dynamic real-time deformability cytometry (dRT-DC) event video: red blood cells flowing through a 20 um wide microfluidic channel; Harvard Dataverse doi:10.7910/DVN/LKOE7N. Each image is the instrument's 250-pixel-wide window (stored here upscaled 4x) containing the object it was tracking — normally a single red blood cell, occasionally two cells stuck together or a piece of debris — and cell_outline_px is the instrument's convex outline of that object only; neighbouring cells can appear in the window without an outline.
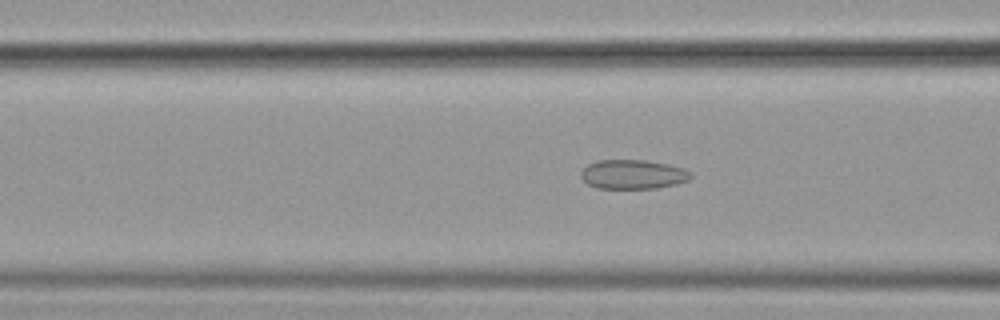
{"species": "common noctule bat (a hibernating species)", "species_latin": "Nyctalus noctula", "temperature_condition": "cold", "stored_images_in_passage": 57, "camera_frame_rate_fps": 3000, "um_per_image_px": 0.085, "animal": {"sex": "female", "body_mass_g": 19.9}, "frame": {"image": 1, "passage_image": 23, "time_ms": 7.333, "image_size_px": [1000, 320], "cell_outline_px": [[692, 176], [688, 180], [676, 184], [656, 188], [596, 188], [588, 184], [580, 176], [580, 172], [588, 164], [596, 160], [644, 160], [668, 164], [684, 168]], "centroid_in_image_um": [53.77, 14.81], "position_along_channel_um": 112.8, "area_um2": 18.67}}
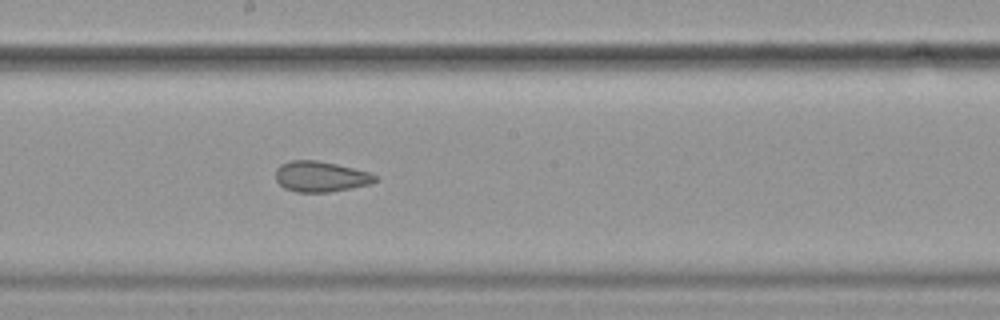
{"frame": {"image": 2, "passage_image": 32, "time_ms": 10.333, "image_size_px": [1000, 320], "cell_outline_px": [[380, 180], [372, 184], [328, 192], [296, 192], [284, 188], [276, 180], [276, 168], [280, 164], [288, 160], [316, 160], [336, 164], [368, 172], [380, 176]], "centroid_in_image_um": [27.27, 15.0], "position_along_channel_um": 220.9, "area_um2": 17.92}}
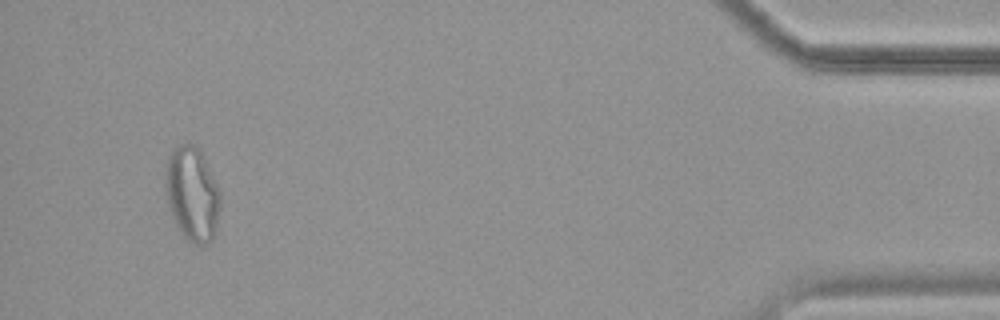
{"frame": {"image": 3, "passage_image": 54, "time_ms": 17.667, "image_size_px": [1000, 320], "cell_outline_px": [[220, 208], [216, 228], [212, 240], [208, 244], [196, 244], [188, 240], [184, 236], [176, 224], [168, 200], [168, 156], [180, 144], [192, 144], [200, 148], [220, 192]], "centroid_in_image_um": [16.4, 16.5], "position_along_channel_um": 418.8, "area_um2": 29.13}, "authors_computed_cell_mechanics": {"area_um2": 22.0218, "velocity_mm_per_s": 3.6015, "shape_relaxation_time_tau1_ms": null, "shape_relaxation_time_tau2_ms": 1.8482, "deformation_change_tau1": null, "deformation_change_tau2": 0.0915}}